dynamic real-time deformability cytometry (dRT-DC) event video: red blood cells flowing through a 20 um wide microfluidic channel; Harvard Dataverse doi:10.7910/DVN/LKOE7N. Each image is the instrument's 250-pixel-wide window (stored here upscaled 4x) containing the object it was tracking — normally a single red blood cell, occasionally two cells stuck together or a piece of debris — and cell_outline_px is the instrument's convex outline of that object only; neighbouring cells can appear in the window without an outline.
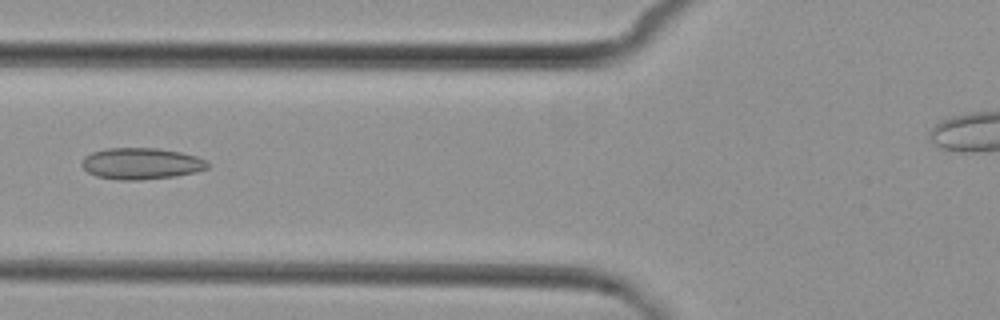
{"species": "common noctule bat (a hibernating species)", "species_latin": "Nyctalus noctula", "temperature_condition": "cold", "stored_images_in_passage": 5, "camera_frame_rate_fps": 3000, "um_per_image_px": 0.085, "animal": {"sex": "female", "body_mass_g": 29.2, "forearm_length_mm": 56.3}, "frame": {"image": 1, "passage_image": 5, "time_ms": 4.667, "image_size_px": [1000, 320], "cell_outline_px": [[208, 168], [196, 172], [172, 176], [140, 180], [120, 180], [96, 176], [88, 172], [80, 164], [84, 156], [92, 152], [108, 148], [156, 148], [180, 152], [196, 156], [204, 160], [208, 164]], "centroid_in_image_um": [11.96, 13.9], "position_along_channel_um": 113.8, "area_um2": 22.89}}